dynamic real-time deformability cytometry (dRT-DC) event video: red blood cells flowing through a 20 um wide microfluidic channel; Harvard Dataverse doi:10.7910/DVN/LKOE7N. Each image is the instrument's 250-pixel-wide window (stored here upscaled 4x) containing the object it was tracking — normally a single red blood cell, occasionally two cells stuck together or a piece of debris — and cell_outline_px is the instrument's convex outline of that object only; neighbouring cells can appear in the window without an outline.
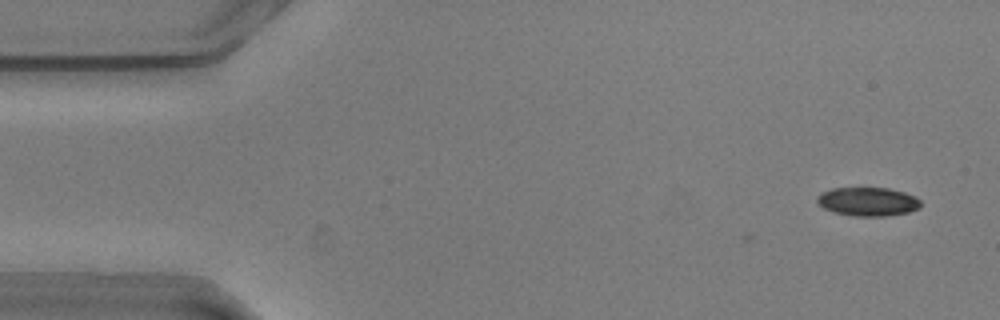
{"species": "common noctule bat (a hibernating species)", "species_latin": "Nyctalus noctula", "temperature_condition": "warm", "stored_images_in_passage": 44, "camera_frame_rate_fps": 3000, "um_per_image_px": 0.085, "animal": {"sex": "male", "body_mass_g": 20.5, "forearm_length_mm": 52.5}, "frame": {"image": 1, "passage_image": 3, "time_ms": 0.667, "image_size_px": [1000, 320], "cell_outline_px": [[920, 208], [908, 212], [888, 216], [852, 216], [832, 212], [816, 204], [816, 196], [820, 192], [832, 188], [888, 188], [904, 192], [916, 196], [920, 200]], "centroid_in_image_um": [73.73, 17.14], "position_along_channel_um": 11.3, "area_um2": 17.63}}
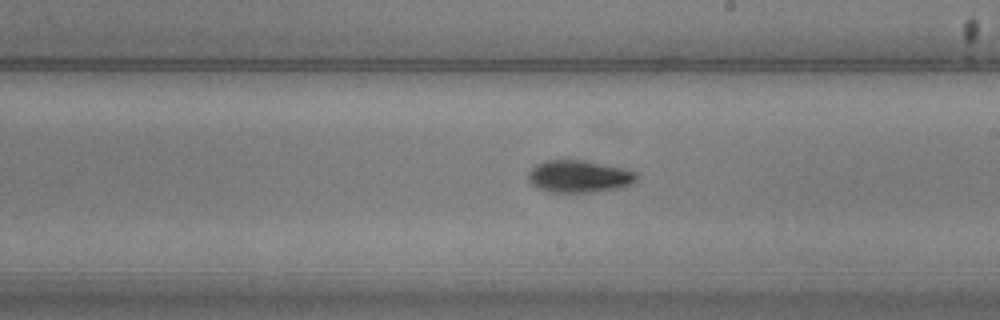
{"frame": {"image": 2, "passage_image": 31, "time_ms": 10.0, "image_size_px": [1000, 320], "cell_outline_px": [[640, 176], [632, 184], [624, 188], [600, 192], [548, 192], [532, 184], [528, 180], [528, 172], [536, 164], [544, 160], [584, 160], [624, 168], [636, 172]], "centroid_in_image_um": [49.28, 15.0], "position_along_channel_um": 239.7, "area_um2": 20.75}}
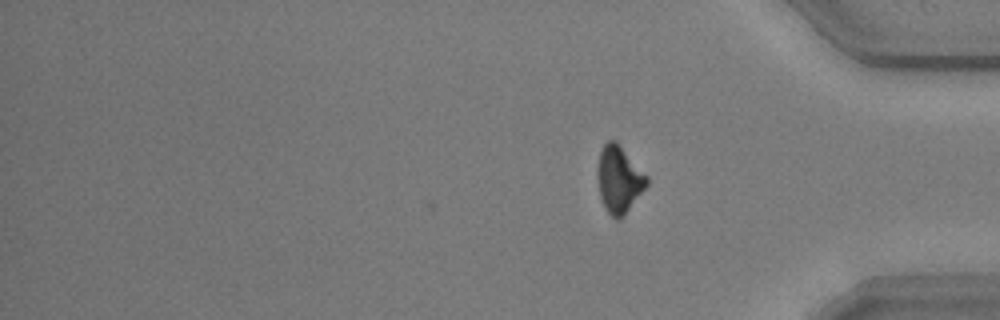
{"frame": {"image": 3, "passage_image": 44, "time_ms": 14.333, "image_size_px": [1000, 320], "cell_outline_px": [[648, 184], [624, 216], [620, 220], [616, 220], [604, 208], [600, 196], [596, 176], [596, 172], [600, 152], [604, 144], [608, 140], [616, 140], [648, 176]], "centroid_in_image_um": [52.6, 15.25], "position_along_channel_um": 382.6, "area_um2": 19.42}, "authors_computed_cell_mechanics": {"area_um2": 19.2474, "velocity_mm_per_s": 3.6121, "shape_relaxation_time_tau1_ms": 1.9806, "shape_relaxation_time_tau2_ms": null, "deformation_change_tau1": 0.1317, "deformation_change_tau2": null}}